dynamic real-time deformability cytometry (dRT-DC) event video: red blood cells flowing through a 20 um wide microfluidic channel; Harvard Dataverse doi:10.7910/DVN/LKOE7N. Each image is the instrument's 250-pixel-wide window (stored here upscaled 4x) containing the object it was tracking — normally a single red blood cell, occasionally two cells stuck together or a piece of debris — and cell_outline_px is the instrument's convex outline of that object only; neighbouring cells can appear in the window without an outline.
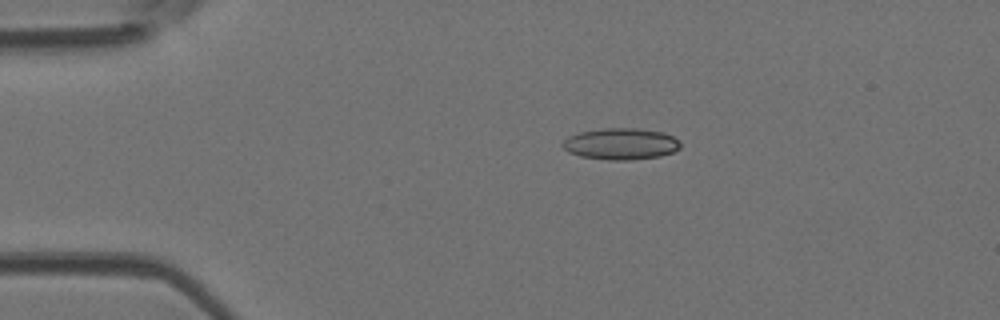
{"species": "Egyptian fruit bat (a non-hibernating species)", "species_latin": "Rousettus aegyptiacus", "temperature_condition": "room temperature", "stored_images_in_passage": 4, "camera_frame_rate_fps": 3000, "um_per_image_px": 0.085, "animal": {"sex": "female"}, "frame": {"image": 1, "passage_image": 3, "time_ms": 0.667, "image_size_px": [1000, 320], "cell_outline_px": [[680, 148], [672, 152], [660, 156], [628, 160], [608, 160], [580, 156], [568, 152], [560, 144], [568, 136], [580, 132], [604, 128], [640, 128], [664, 132], [672, 136], [680, 144]], "centroid_in_image_um": [52.75, 12.22], "position_along_channel_um": 32.3, "area_um2": 21.62}}